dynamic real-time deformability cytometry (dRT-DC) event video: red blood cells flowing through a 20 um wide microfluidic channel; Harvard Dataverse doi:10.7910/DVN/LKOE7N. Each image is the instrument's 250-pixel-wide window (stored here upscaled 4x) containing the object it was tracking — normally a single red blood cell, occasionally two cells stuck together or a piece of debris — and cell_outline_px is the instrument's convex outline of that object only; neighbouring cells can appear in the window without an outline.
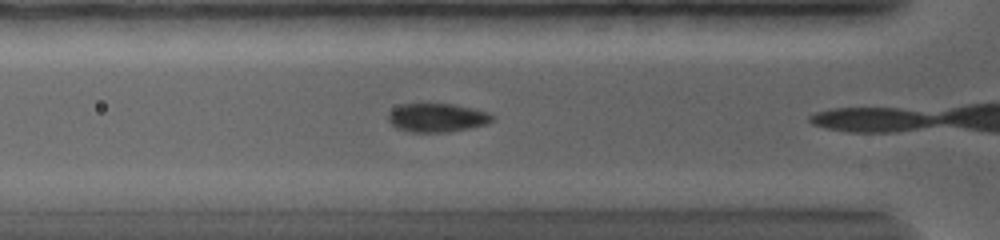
{"species": "common noctule bat (a hibernating species)", "species_latin": "Nyctalus noctula", "temperature_condition": "warm", "stored_images_in_passage": 4, "camera_frame_rate_fps": 5000, "um_per_image_px": 0.085, "animal": {"sex": "female", "body_mass_g": 19.0, "forearm_length_mm": 56.7}, "frame": {"image": 1, "passage_image": 3, "time_ms": 1.8, "image_size_px": [1000, 240], "cell_outline_px": [[492, 120], [488, 124], [448, 132], [412, 132], [396, 128], [388, 120], [388, 112], [392, 108], [400, 104], [452, 104], [472, 108], [488, 112], [492, 116]], "centroid_in_image_um": [37.11, 10.0], "position_along_channel_um": 88.7, "area_um2": 17.34}}